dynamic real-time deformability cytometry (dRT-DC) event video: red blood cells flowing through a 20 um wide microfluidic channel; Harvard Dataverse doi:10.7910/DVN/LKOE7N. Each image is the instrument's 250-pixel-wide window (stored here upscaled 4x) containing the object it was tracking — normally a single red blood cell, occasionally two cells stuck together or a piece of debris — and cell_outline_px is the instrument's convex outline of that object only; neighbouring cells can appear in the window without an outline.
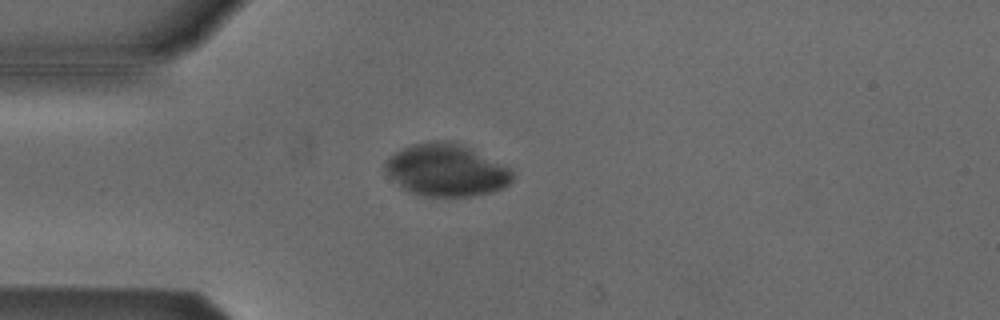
{"species": "Egyptian fruit bat (a non-hibernating species)", "species_latin": "Rousettus aegyptiacus", "temperature_condition": "cold", "stored_images_in_passage": 40, "camera_frame_rate_fps": 3000, "um_per_image_px": 0.085, "animal": {"sex": "male"}, "frame": {"image": 1, "passage_image": 1, "time_ms": 0.0, "image_size_px": [1000, 320], "cell_outline_px": [[512, 180], [504, 188], [492, 192], [472, 196], [424, 196], [408, 192], [384, 168], [384, 160], [388, 156], [412, 144], [428, 140], [452, 140], [512, 168]], "centroid_in_image_um": [37.95, 14.44], "position_along_channel_um": 47.0, "area_um2": 38.73}}
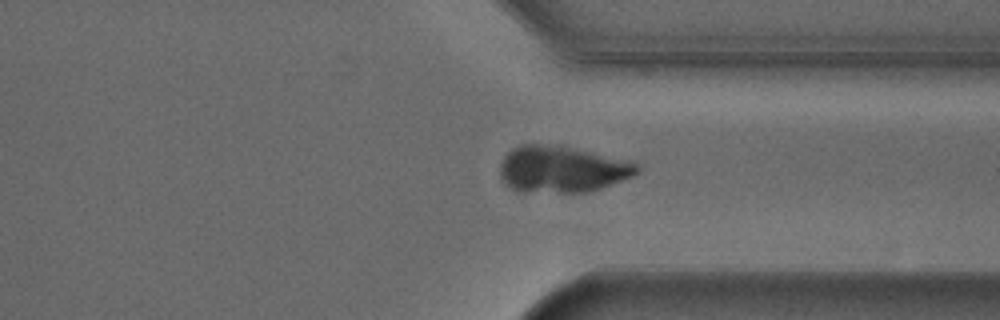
{"frame": {"image": 2, "passage_image": 27, "time_ms": 8.667, "image_size_px": [1000, 320], "cell_outline_px": [[640, 172], [632, 176], [600, 188], [588, 192], [520, 192], [504, 184], [500, 176], [500, 164], [504, 156], [512, 148], [520, 144], [560, 144], [632, 160], [640, 168]], "centroid_in_image_um": [47.77, 14.36], "position_along_channel_um": 363.6, "area_um2": 37.86}}
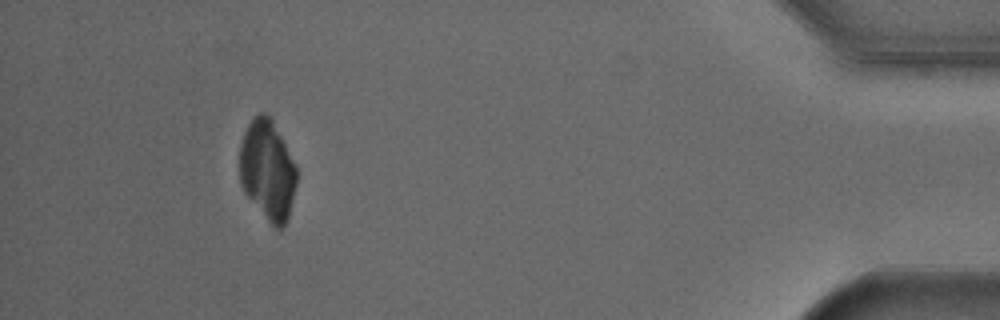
{"frame": {"image": 3, "passage_image": 36, "time_ms": 11.667, "image_size_px": [1000, 320], "cell_outline_px": [[296, 184], [288, 220], [280, 228], [276, 228], [268, 220], [244, 192], [240, 184], [240, 144], [244, 132], [252, 116], [260, 112], [264, 112], [272, 120], [296, 168]], "centroid_in_image_um": [22.71, 14.44], "position_along_channel_um": 412.5, "area_um2": 32.66}}